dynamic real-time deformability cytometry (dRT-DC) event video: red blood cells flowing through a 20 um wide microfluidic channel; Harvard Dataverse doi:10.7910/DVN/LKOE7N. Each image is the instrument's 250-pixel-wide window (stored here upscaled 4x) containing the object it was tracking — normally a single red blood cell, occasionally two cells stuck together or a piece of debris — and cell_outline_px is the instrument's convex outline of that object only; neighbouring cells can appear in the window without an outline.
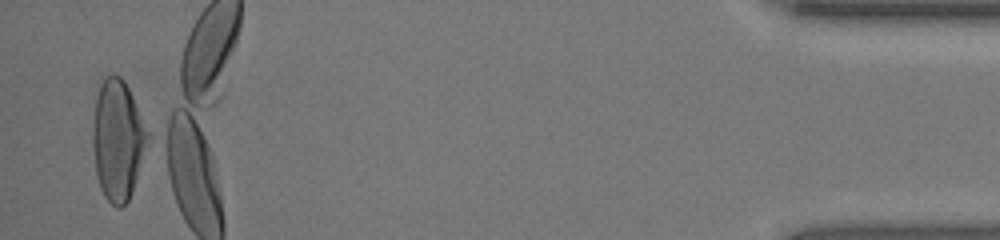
{"species": "human", "species_latin": "Homo sapiens", "temperature_condition": "room temperature", "stored_images_in_passage": 35, "camera_frame_rate_fps": 3000, "um_per_image_px": 0.085, "donor": {"sex": "female"}, "frame": {"image": 1, "passage_image": 35, "time_ms": 11.333, "image_size_px": [1000, 240], "cell_outline_px": [[152, 136], [132, 192], [128, 200], [120, 208], [116, 208], [104, 196], [100, 188], [96, 172], [92, 144], [92, 124], [96, 96], [100, 84], [104, 76], [120, 76], [124, 80]], "centroid_in_image_um": [10.03, 11.9], "position_along_channel_um": 425.2, "area_um2": 39.02}, "authors_computed_cell_mechanics": {"area_um2": 37.281, "velocity_mm_per_s": 4.2491, "shape_relaxation_time_tau1_ms": 5.756, "shape_relaxation_time_tau2_ms": null, "deformation_change_tau1": 0.2502, "deformation_change_tau2": null}}